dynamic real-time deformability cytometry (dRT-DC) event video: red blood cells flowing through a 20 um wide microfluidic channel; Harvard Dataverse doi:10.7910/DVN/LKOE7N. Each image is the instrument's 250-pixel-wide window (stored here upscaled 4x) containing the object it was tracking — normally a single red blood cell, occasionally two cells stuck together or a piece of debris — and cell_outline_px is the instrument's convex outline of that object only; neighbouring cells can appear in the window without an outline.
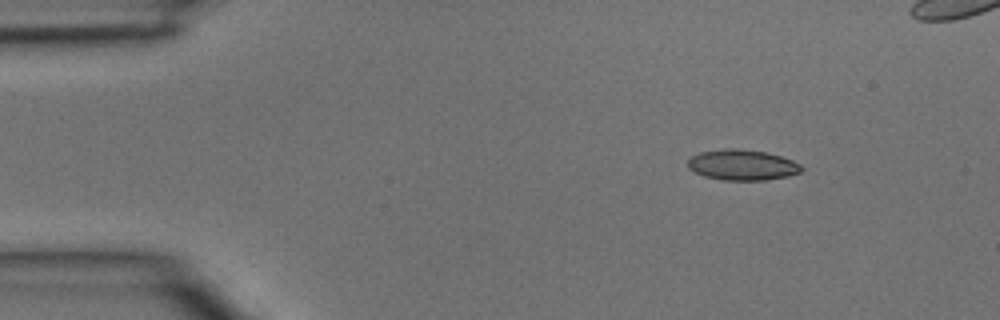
{"species": "common noctule bat (a hibernating species)", "species_latin": "Nyctalus noctula", "temperature_condition": "room temperature", "stored_images_in_passage": 3, "camera_frame_rate_fps": 3000, "um_per_image_px": 0.085, "animal": {"sex": "male", "body_mass_g": 15.6}, "frame": {"image": 1, "passage_image": 1, "time_ms": 0.0, "image_size_px": [1000, 320], "cell_outline_px": [[804, 168], [800, 172], [788, 176], [764, 180], [720, 180], [704, 176], [688, 168], [688, 160], [692, 156], [700, 152], [724, 148], [736, 148], [764, 152], [780, 156], [792, 160], [800, 164]], "centroid_in_image_um": [63.08, 14.02], "position_along_channel_um": 21.9, "area_um2": 20.23}}